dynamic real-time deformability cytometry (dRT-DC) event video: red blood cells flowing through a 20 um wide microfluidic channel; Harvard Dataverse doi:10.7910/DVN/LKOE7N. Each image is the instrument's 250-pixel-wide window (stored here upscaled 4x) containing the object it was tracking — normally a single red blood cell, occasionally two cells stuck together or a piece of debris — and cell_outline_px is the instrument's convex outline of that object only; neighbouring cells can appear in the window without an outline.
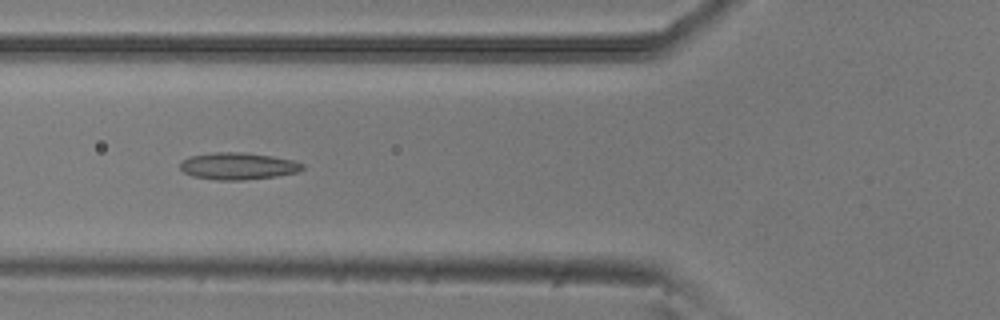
{"species": "common noctule bat (a hibernating species)", "species_latin": "Nyctalus noctula", "temperature_condition": "room temperature", "stored_images_in_passage": 8, "camera_frame_rate_fps": 3000, "um_per_image_px": 0.085, "animal": {"sex": "male", "body_mass_g": 20.5, "forearm_length_mm": 52.5}, "frame": {"image": 1, "passage_image": 6, "time_ms": 1.667, "image_size_px": [1000, 320], "cell_outline_px": [[304, 168], [296, 172], [276, 176], [240, 180], [216, 180], [192, 176], [184, 172], [180, 168], [180, 164], [188, 156], [212, 152], [244, 152], [272, 156], [292, 160], [304, 164]], "centroid_in_image_um": [20.2, 14.11], "position_along_channel_um": 105.6, "area_um2": 19.19}}
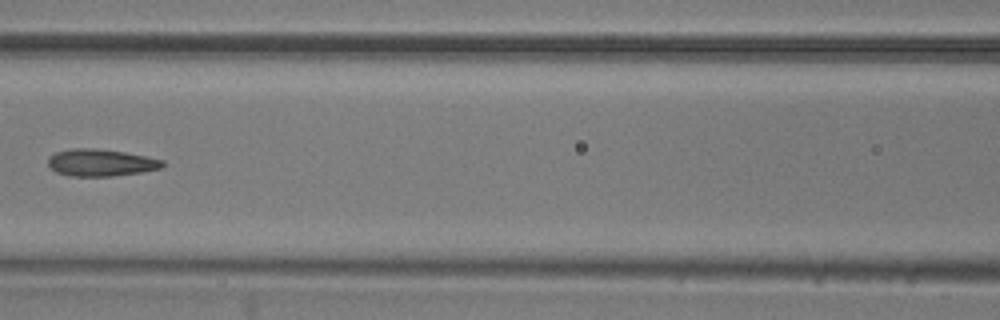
{"frame": {"image": 2, "passage_image": 7, "time_ms": 2.0, "image_size_px": [1000, 320], "cell_outline_px": [[164, 168], [140, 172], [112, 176], [68, 176], [56, 172], [48, 164], [48, 156], [56, 152], [72, 148], [96, 148], [124, 152], [164, 160]], "centroid_in_image_um": [8.56, 13.82], "position_along_channel_um": 158.0, "area_um2": 18.09}}
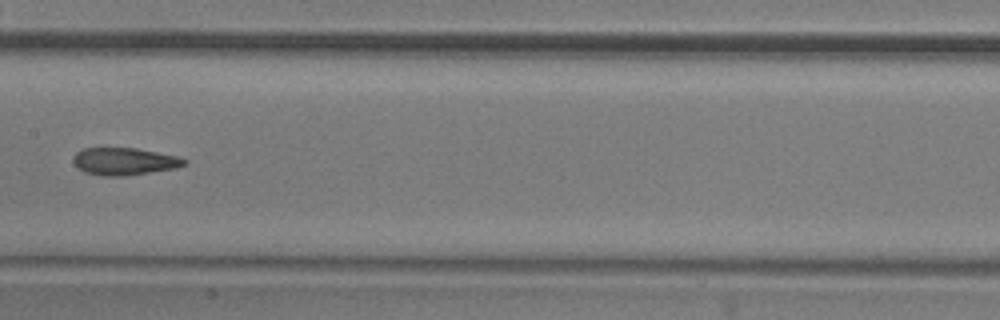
{"frame": {"image": 3, "passage_image": 8, "time_ms": 2.333, "image_size_px": [1000, 320], "cell_outline_px": [[188, 160], [184, 164], [176, 168], [124, 176], [104, 176], [84, 172], [72, 160], [76, 152], [80, 148], [136, 148], [180, 156]], "centroid_in_image_um": [10.58, 13.71], "position_along_channel_um": 196.8, "area_um2": 17.69}}